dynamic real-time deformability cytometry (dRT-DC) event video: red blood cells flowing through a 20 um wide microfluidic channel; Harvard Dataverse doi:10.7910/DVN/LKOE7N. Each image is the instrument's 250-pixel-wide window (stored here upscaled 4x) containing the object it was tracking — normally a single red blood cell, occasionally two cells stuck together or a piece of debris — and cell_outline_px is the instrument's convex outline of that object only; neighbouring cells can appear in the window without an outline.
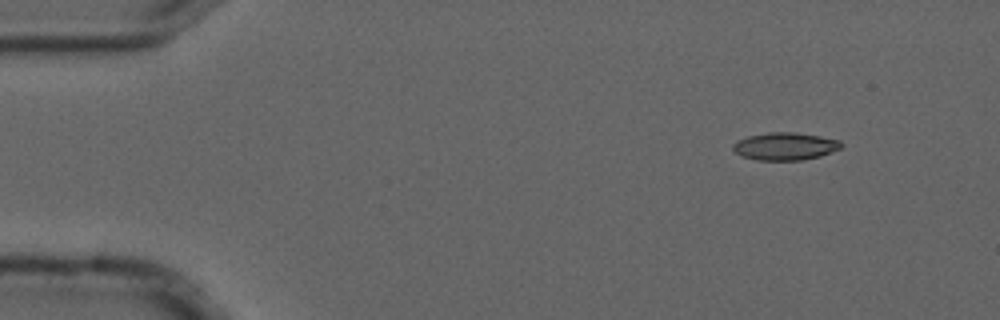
{"species": "common noctule bat (a hibernating species)", "species_latin": "Nyctalus noctula", "temperature_condition": "cold", "stored_images_in_passage": 4, "camera_frame_rate_fps": 3000, "um_per_image_px": 0.085, "animal": {"sex": "male", "forearm_length_mm": 52.5}, "frame": {"image": 1, "passage_image": 2, "time_ms": 0.333, "image_size_px": [1000, 320], "cell_outline_px": [[844, 144], [840, 148], [820, 156], [800, 160], [756, 160], [744, 156], [736, 152], [732, 148], [732, 144], [736, 140], [748, 136], [768, 132], [796, 132], [820, 136], [840, 140]], "centroid_in_image_um": [66.73, 12.42], "position_along_channel_um": 18.3, "area_um2": 17.4}}
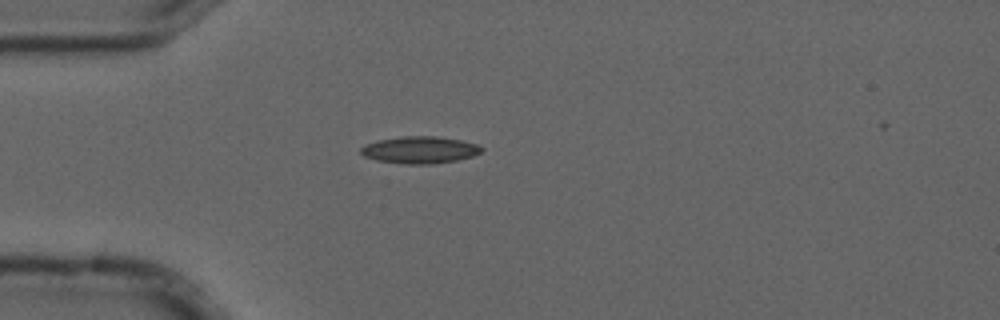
{"frame": {"image": 2, "passage_image": 4, "time_ms": 1.0, "image_size_px": [1000, 320], "cell_outline_px": [[484, 148], [480, 152], [472, 156], [456, 160], [432, 164], [400, 164], [376, 160], [364, 156], [360, 152], [360, 148], [368, 144], [380, 140], [404, 136], [436, 136], [460, 140], [476, 144]], "centroid_in_image_um": [35.68, 12.75], "position_along_channel_um": 49.3, "area_um2": 18.84}}